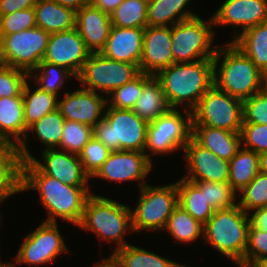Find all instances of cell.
I'll list each match as a JSON object with an SVG mask.
<instances>
[{"label":"cell","mask_w":267,"mask_h":267,"mask_svg":"<svg viewBox=\"0 0 267 267\" xmlns=\"http://www.w3.org/2000/svg\"><path fill=\"white\" fill-rule=\"evenodd\" d=\"M92 186H70L43 173L31 160L22 164V192L37 190L40 204L47 211L45 222L58 219L77 227L83 217L85 203ZM59 217V218H58Z\"/></svg>","instance_id":"6da1fadb"},{"label":"cell","mask_w":267,"mask_h":267,"mask_svg":"<svg viewBox=\"0 0 267 267\" xmlns=\"http://www.w3.org/2000/svg\"><path fill=\"white\" fill-rule=\"evenodd\" d=\"M171 109L193 111L214 85L213 59L173 63L155 75Z\"/></svg>","instance_id":"7a4b0ae2"},{"label":"cell","mask_w":267,"mask_h":267,"mask_svg":"<svg viewBox=\"0 0 267 267\" xmlns=\"http://www.w3.org/2000/svg\"><path fill=\"white\" fill-rule=\"evenodd\" d=\"M213 63L214 85L232 97L244 101L266 87L267 77L231 41L217 47Z\"/></svg>","instance_id":"3957f363"},{"label":"cell","mask_w":267,"mask_h":267,"mask_svg":"<svg viewBox=\"0 0 267 267\" xmlns=\"http://www.w3.org/2000/svg\"><path fill=\"white\" fill-rule=\"evenodd\" d=\"M81 230L93 232L97 240L114 243V251L130 244L124 238L133 233L131 207L100 194H91L78 225Z\"/></svg>","instance_id":"277c9868"},{"label":"cell","mask_w":267,"mask_h":267,"mask_svg":"<svg viewBox=\"0 0 267 267\" xmlns=\"http://www.w3.org/2000/svg\"><path fill=\"white\" fill-rule=\"evenodd\" d=\"M249 228V215L237 204L230 208L214 210L204 225L203 240L218 253L231 259L236 266L245 267Z\"/></svg>","instance_id":"5b68a950"},{"label":"cell","mask_w":267,"mask_h":267,"mask_svg":"<svg viewBox=\"0 0 267 267\" xmlns=\"http://www.w3.org/2000/svg\"><path fill=\"white\" fill-rule=\"evenodd\" d=\"M148 123L133 110L106 106L104 118L93 127V136L111 152L128 150L144 152Z\"/></svg>","instance_id":"8992f818"},{"label":"cell","mask_w":267,"mask_h":267,"mask_svg":"<svg viewBox=\"0 0 267 267\" xmlns=\"http://www.w3.org/2000/svg\"><path fill=\"white\" fill-rule=\"evenodd\" d=\"M207 19L205 20L198 15L171 26L174 63L214 58L218 45H214L216 35L215 30L212 29L214 28L212 17Z\"/></svg>","instance_id":"52a82bcc"},{"label":"cell","mask_w":267,"mask_h":267,"mask_svg":"<svg viewBox=\"0 0 267 267\" xmlns=\"http://www.w3.org/2000/svg\"><path fill=\"white\" fill-rule=\"evenodd\" d=\"M139 191L137 205L131 208L133 232H163L168 218L178 205L176 181L164 186L147 183Z\"/></svg>","instance_id":"ba28073f"},{"label":"cell","mask_w":267,"mask_h":267,"mask_svg":"<svg viewBox=\"0 0 267 267\" xmlns=\"http://www.w3.org/2000/svg\"><path fill=\"white\" fill-rule=\"evenodd\" d=\"M191 134L192 112L185 109L181 111L170 109L166 114L148 124L144 152L153 162L151 155L165 156L178 150L183 151Z\"/></svg>","instance_id":"9c48e42d"},{"label":"cell","mask_w":267,"mask_h":267,"mask_svg":"<svg viewBox=\"0 0 267 267\" xmlns=\"http://www.w3.org/2000/svg\"><path fill=\"white\" fill-rule=\"evenodd\" d=\"M244 121L243 101L213 85L192 111V125L217 127L241 133Z\"/></svg>","instance_id":"30bf717a"},{"label":"cell","mask_w":267,"mask_h":267,"mask_svg":"<svg viewBox=\"0 0 267 267\" xmlns=\"http://www.w3.org/2000/svg\"><path fill=\"white\" fill-rule=\"evenodd\" d=\"M49 37L39 27L0 36V63L30 73L43 60Z\"/></svg>","instance_id":"8fae6325"},{"label":"cell","mask_w":267,"mask_h":267,"mask_svg":"<svg viewBox=\"0 0 267 267\" xmlns=\"http://www.w3.org/2000/svg\"><path fill=\"white\" fill-rule=\"evenodd\" d=\"M140 73L137 65L111 60L100 53H91L76 80L82 88L99 94L102 92L108 97L116 88L132 81Z\"/></svg>","instance_id":"7c38bea8"},{"label":"cell","mask_w":267,"mask_h":267,"mask_svg":"<svg viewBox=\"0 0 267 267\" xmlns=\"http://www.w3.org/2000/svg\"><path fill=\"white\" fill-rule=\"evenodd\" d=\"M58 222L42 221L35 230L29 232L13 259L14 263L5 262L6 265L40 266L54 262L63 253L69 252L64 242L65 236L60 233Z\"/></svg>","instance_id":"4fadbf2b"},{"label":"cell","mask_w":267,"mask_h":267,"mask_svg":"<svg viewBox=\"0 0 267 267\" xmlns=\"http://www.w3.org/2000/svg\"><path fill=\"white\" fill-rule=\"evenodd\" d=\"M152 169L153 163L145 152L120 150L110 152L107 160L92 178L113 181L112 183L137 180L141 189L148 183L145 179Z\"/></svg>","instance_id":"5bb4252c"},{"label":"cell","mask_w":267,"mask_h":267,"mask_svg":"<svg viewBox=\"0 0 267 267\" xmlns=\"http://www.w3.org/2000/svg\"><path fill=\"white\" fill-rule=\"evenodd\" d=\"M90 54L91 52L74 27L50 34L47 50L41 62L64 67L77 78Z\"/></svg>","instance_id":"9a60e30c"},{"label":"cell","mask_w":267,"mask_h":267,"mask_svg":"<svg viewBox=\"0 0 267 267\" xmlns=\"http://www.w3.org/2000/svg\"><path fill=\"white\" fill-rule=\"evenodd\" d=\"M211 17L214 26L233 27L232 42L243 31L267 22V0H225Z\"/></svg>","instance_id":"2e32d148"},{"label":"cell","mask_w":267,"mask_h":267,"mask_svg":"<svg viewBox=\"0 0 267 267\" xmlns=\"http://www.w3.org/2000/svg\"><path fill=\"white\" fill-rule=\"evenodd\" d=\"M107 97L82 87L66 91L58 98V109L65 120L76 121L90 127L99 123L105 114Z\"/></svg>","instance_id":"e0dca14e"},{"label":"cell","mask_w":267,"mask_h":267,"mask_svg":"<svg viewBox=\"0 0 267 267\" xmlns=\"http://www.w3.org/2000/svg\"><path fill=\"white\" fill-rule=\"evenodd\" d=\"M188 181L228 182L229 161L221 159L209 149L199 145L192 137L183 149Z\"/></svg>","instance_id":"ac0fdd59"},{"label":"cell","mask_w":267,"mask_h":267,"mask_svg":"<svg viewBox=\"0 0 267 267\" xmlns=\"http://www.w3.org/2000/svg\"><path fill=\"white\" fill-rule=\"evenodd\" d=\"M41 154L42 160L34 156L30 160L46 175L70 186H91L78 154L57 148L44 149Z\"/></svg>","instance_id":"d6986e66"},{"label":"cell","mask_w":267,"mask_h":267,"mask_svg":"<svg viewBox=\"0 0 267 267\" xmlns=\"http://www.w3.org/2000/svg\"><path fill=\"white\" fill-rule=\"evenodd\" d=\"M173 63L171 27L147 26L143 36L140 72L155 76Z\"/></svg>","instance_id":"ffe728a7"},{"label":"cell","mask_w":267,"mask_h":267,"mask_svg":"<svg viewBox=\"0 0 267 267\" xmlns=\"http://www.w3.org/2000/svg\"><path fill=\"white\" fill-rule=\"evenodd\" d=\"M145 28H120L112 26L105 47L100 51L104 57L137 65L142 58Z\"/></svg>","instance_id":"44dd1931"},{"label":"cell","mask_w":267,"mask_h":267,"mask_svg":"<svg viewBox=\"0 0 267 267\" xmlns=\"http://www.w3.org/2000/svg\"><path fill=\"white\" fill-rule=\"evenodd\" d=\"M75 27L91 53H100L105 47L112 23L110 15L91 4L76 11Z\"/></svg>","instance_id":"7402d4cb"},{"label":"cell","mask_w":267,"mask_h":267,"mask_svg":"<svg viewBox=\"0 0 267 267\" xmlns=\"http://www.w3.org/2000/svg\"><path fill=\"white\" fill-rule=\"evenodd\" d=\"M23 160L18 145L0 141V204L22 192ZM0 217L2 215L0 214Z\"/></svg>","instance_id":"603a6c76"},{"label":"cell","mask_w":267,"mask_h":267,"mask_svg":"<svg viewBox=\"0 0 267 267\" xmlns=\"http://www.w3.org/2000/svg\"><path fill=\"white\" fill-rule=\"evenodd\" d=\"M191 137L221 159L230 161L242 147L241 133L205 125H192Z\"/></svg>","instance_id":"cb8c5ba5"},{"label":"cell","mask_w":267,"mask_h":267,"mask_svg":"<svg viewBox=\"0 0 267 267\" xmlns=\"http://www.w3.org/2000/svg\"><path fill=\"white\" fill-rule=\"evenodd\" d=\"M64 117L61 115L60 110L49 112L39 121H36L27 128V132L23 141L18 145L20 154L23 161L30 160L33 156L28 149V136L31 133L35 134L39 142L44 144V149L58 148L61 142L62 130L65 123Z\"/></svg>","instance_id":"d4e9b609"},{"label":"cell","mask_w":267,"mask_h":267,"mask_svg":"<svg viewBox=\"0 0 267 267\" xmlns=\"http://www.w3.org/2000/svg\"><path fill=\"white\" fill-rule=\"evenodd\" d=\"M26 132L23 97L0 98V141L19 145Z\"/></svg>","instance_id":"484cf974"},{"label":"cell","mask_w":267,"mask_h":267,"mask_svg":"<svg viewBox=\"0 0 267 267\" xmlns=\"http://www.w3.org/2000/svg\"><path fill=\"white\" fill-rule=\"evenodd\" d=\"M34 10L36 27L50 34L75 27L76 12L58 4L55 0H39Z\"/></svg>","instance_id":"4316f807"},{"label":"cell","mask_w":267,"mask_h":267,"mask_svg":"<svg viewBox=\"0 0 267 267\" xmlns=\"http://www.w3.org/2000/svg\"><path fill=\"white\" fill-rule=\"evenodd\" d=\"M176 184L178 204L193 218L205 225L214 213V209L205 198V188L198 181H188L183 177H180Z\"/></svg>","instance_id":"83f0119b"},{"label":"cell","mask_w":267,"mask_h":267,"mask_svg":"<svg viewBox=\"0 0 267 267\" xmlns=\"http://www.w3.org/2000/svg\"><path fill=\"white\" fill-rule=\"evenodd\" d=\"M160 82L152 76L144 85L133 111L143 121L152 123L170 110Z\"/></svg>","instance_id":"f1b7e54d"},{"label":"cell","mask_w":267,"mask_h":267,"mask_svg":"<svg viewBox=\"0 0 267 267\" xmlns=\"http://www.w3.org/2000/svg\"><path fill=\"white\" fill-rule=\"evenodd\" d=\"M232 43L267 77V22L243 31Z\"/></svg>","instance_id":"f546056e"},{"label":"cell","mask_w":267,"mask_h":267,"mask_svg":"<svg viewBox=\"0 0 267 267\" xmlns=\"http://www.w3.org/2000/svg\"><path fill=\"white\" fill-rule=\"evenodd\" d=\"M112 252L120 267H189L132 244Z\"/></svg>","instance_id":"4dcf8cb0"},{"label":"cell","mask_w":267,"mask_h":267,"mask_svg":"<svg viewBox=\"0 0 267 267\" xmlns=\"http://www.w3.org/2000/svg\"><path fill=\"white\" fill-rule=\"evenodd\" d=\"M30 84L31 81L28 80L22 92L26 128L39 121L49 112L56 110L59 98L54 94L39 89L37 86L33 90Z\"/></svg>","instance_id":"1f68e13d"},{"label":"cell","mask_w":267,"mask_h":267,"mask_svg":"<svg viewBox=\"0 0 267 267\" xmlns=\"http://www.w3.org/2000/svg\"><path fill=\"white\" fill-rule=\"evenodd\" d=\"M228 183L236 192L246 187L260 172L259 155L241 147L229 161Z\"/></svg>","instance_id":"d6a6232c"},{"label":"cell","mask_w":267,"mask_h":267,"mask_svg":"<svg viewBox=\"0 0 267 267\" xmlns=\"http://www.w3.org/2000/svg\"><path fill=\"white\" fill-rule=\"evenodd\" d=\"M203 228L199 221L193 218L181 205H177L171 216L168 218L163 230L167 231L175 242L191 243L202 237Z\"/></svg>","instance_id":"836d02e7"},{"label":"cell","mask_w":267,"mask_h":267,"mask_svg":"<svg viewBox=\"0 0 267 267\" xmlns=\"http://www.w3.org/2000/svg\"><path fill=\"white\" fill-rule=\"evenodd\" d=\"M29 78L39 89L57 97L61 96L58 94L65 87L64 84L68 79L76 80V77L66 68L48 62H40L38 67L29 73Z\"/></svg>","instance_id":"e575fe53"},{"label":"cell","mask_w":267,"mask_h":267,"mask_svg":"<svg viewBox=\"0 0 267 267\" xmlns=\"http://www.w3.org/2000/svg\"><path fill=\"white\" fill-rule=\"evenodd\" d=\"M148 2L124 0L111 14L112 26L120 28H146Z\"/></svg>","instance_id":"d590c367"},{"label":"cell","mask_w":267,"mask_h":267,"mask_svg":"<svg viewBox=\"0 0 267 267\" xmlns=\"http://www.w3.org/2000/svg\"><path fill=\"white\" fill-rule=\"evenodd\" d=\"M152 75L140 73L132 81L116 88L107 97V106L118 109L132 110L141 95L143 85Z\"/></svg>","instance_id":"8d00e7d4"},{"label":"cell","mask_w":267,"mask_h":267,"mask_svg":"<svg viewBox=\"0 0 267 267\" xmlns=\"http://www.w3.org/2000/svg\"><path fill=\"white\" fill-rule=\"evenodd\" d=\"M93 136V127L66 120L62 130L60 145L57 149L79 154Z\"/></svg>","instance_id":"74e56055"},{"label":"cell","mask_w":267,"mask_h":267,"mask_svg":"<svg viewBox=\"0 0 267 267\" xmlns=\"http://www.w3.org/2000/svg\"><path fill=\"white\" fill-rule=\"evenodd\" d=\"M238 205L246 213L267 206V175L258 173L257 176L240 192Z\"/></svg>","instance_id":"f35d334b"},{"label":"cell","mask_w":267,"mask_h":267,"mask_svg":"<svg viewBox=\"0 0 267 267\" xmlns=\"http://www.w3.org/2000/svg\"><path fill=\"white\" fill-rule=\"evenodd\" d=\"M198 182L205 188L207 203L214 210L230 208L238 204V194L228 182Z\"/></svg>","instance_id":"ab89813d"},{"label":"cell","mask_w":267,"mask_h":267,"mask_svg":"<svg viewBox=\"0 0 267 267\" xmlns=\"http://www.w3.org/2000/svg\"><path fill=\"white\" fill-rule=\"evenodd\" d=\"M110 150L97 138L92 136L82 151L78 154L84 172L91 178L107 160Z\"/></svg>","instance_id":"60d3db41"},{"label":"cell","mask_w":267,"mask_h":267,"mask_svg":"<svg viewBox=\"0 0 267 267\" xmlns=\"http://www.w3.org/2000/svg\"><path fill=\"white\" fill-rule=\"evenodd\" d=\"M29 73L0 63V98L22 96Z\"/></svg>","instance_id":"b9f144b4"},{"label":"cell","mask_w":267,"mask_h":267,"mask_svg":"<svg viewBox=\"0 0 267 267\" xmlns=\"http://www.w3.org/2000/svg\"><path fill=\"white\" fill-rule=\"evenodd\" d=\"M36 27L34 7L0 16V36L19 33Z\"/></svg>","instance_id":"7bdbcfd3"},{"label":"cell","mask_w":267,"mask_h":267,"mask_svg":"<svg viewBox=\"0 0 267 267\" xmlns=\"http://www.w3.org/2000/svg\"><path fill=\"white\" fill-rule=\"evenodd\" d=\"M242 147L257 154L267 151V125L243 123L241 129Z\"/></svg>","instance_id":"ee69618b"},{"label":"cell","mask_w":267,"mask_h":267,"mask_svg":"<svg viewBox=\"0 0 267 267\" xmlns=\"http://www.w3.org/2000/svg\"><path fill=\"white\" fill-rule=\"evenodd\" d=\"M243 123L267 125V88L243 101Z\"/></svg>","instance_id":"f6af8a7d"},{"label":"cell","mask_w":267,"mask_h":267,"mask_svg":"<svg viewBox=\"0 0 267 267\" xmlns=\"http://www.w3.org/2000/svg\"><path fill=\"white\" fill-rule=\"evenodd\" d=\"M267 260V232L249 229L245 267Z\"/></svg>","instance_id":"bcb514c9"},{"label":"cell","mask_w":267,"mask_h":267,"mask_svg":"<svg viewBox=\"0 0 267 267\" xmlns=\"http://www.w3.org/2000/svg\"><path fill=\"white\" fill-rule=\"evenodd\" d=\"M174 25V13H170L169 0L148 2L147 26L171 27Z\"/></svg>","instance_id":"7dc6e473"},{"label":"cell","mask_w":267,"mask_h":267,"mask_svg":"<svg viewBox=\"0 0 267 267\" xmlns=\"http://www.w3.org/2000/svg\"><path fill=\"white\" fill-rule=\"evenodd\" d=\"M190 3L191 0H169L170 13H174V24L198 16L193 10L186 8Z\"/></svg>","instance_id":"c3c4849f"},{"label":"cell","mask_w":267,"mask_h":267,"mask_svg":"<svg viewBox=\"0 0 267 267\" xmlns=\"http://www.w3.org/2000/svg\"><path fill=\"white\" fill-rule=\"evenodd\" d=\"M39 0H0V16L34 7Z\"/></svg>","instance_id":"681fc988"},{"label":"cell","mask_w":267,"mask_h":267,"mask_svg":"<svg viewBox=\"0 0 267 267\" xmlns=\"http://www.w3.org/2000/svg\"><path fill=\"white\" fill-rule=\"evenodd\" d=\"M248 215L250 220L249 229H259L267 232V206L255 209Z\"/></svg>","instance_id":"f907efd6"},{"label":"cell","mask_w":267,"mask_h":267,"mask_svg":"<svg viewBox=\"0 0 267 267\" xmlns=\"http://www.w3.org/2000/svg\"><path fill=\"white\" fill-rule=\"evenodd\" d=\"M124 0H90V4L106 14H111Z\"/></svg>","instance_id":"816d5d0a"},{"label":"cell","mask_w":267,"mask_h":267,"mask_svg":"<svg viewBox=\"0 0 267 267\" xmlns=\"http://www.w3.org/2000/svg\"><path fill=\"white\" fill-rule=\"evenodd\" d=\"M62 6L69 7L75 12L80 10L83 6L90 4V0H55Z\"/></svg>","instance_id":"f5cc1de1"},{"label":"cell","mask_w":267,"mask_h":267,"mask_svg":"<svg viewBox=\"0 0 267 267\" xmlns=\"http://www.w3.org/2000/svg\"><path fill=\"white\" fill-rule=\"evenodd\" d=\"M91 267H120V265L114 260V258L110 255L99 262H96Z\"/></svg>","instance_id":"db71d44e"},{"label":"cell","mask_w":267,"mask_h":267,"mask_svg":"<svg viewBox=\"0 0 267 267\" xmlns=\"http://www.w3.org/2000/svg\"><path fill=\"white\" fill-rule=\"evenodd\" d=\"M259 155V171L260 173L267 175V151L262 152Z\"/></svg>","instance_id":"11a10c76"},{"label":"cell","mask_w":267,"mask_h":267,"mask_svg":"<svg viewBox=\"0 0 267 267\" xmlns=\"http://www.w3.org/2000/svg\"><path fill=\"white\" fill-rule=\"evenodd\" d=\"M248 267H267V260L262 261V262H258L256 264L248 266Z\"/></svg>","instance_id":"9f6ffc18"},{"label":"cell","mask_w":267,"mask_h":267,"mask_svg":"<svg viewBox=\"0 0 267 267\" xmlns=\"http://www.w3.org/2000/svg\"><path fill=\"white\" fill-rule=\"evenodd\" d=\"M0 267H16V265H6L2 260L0 259Z\"/></svg>","instance_id":"6f0895ef"}]
</instances>
